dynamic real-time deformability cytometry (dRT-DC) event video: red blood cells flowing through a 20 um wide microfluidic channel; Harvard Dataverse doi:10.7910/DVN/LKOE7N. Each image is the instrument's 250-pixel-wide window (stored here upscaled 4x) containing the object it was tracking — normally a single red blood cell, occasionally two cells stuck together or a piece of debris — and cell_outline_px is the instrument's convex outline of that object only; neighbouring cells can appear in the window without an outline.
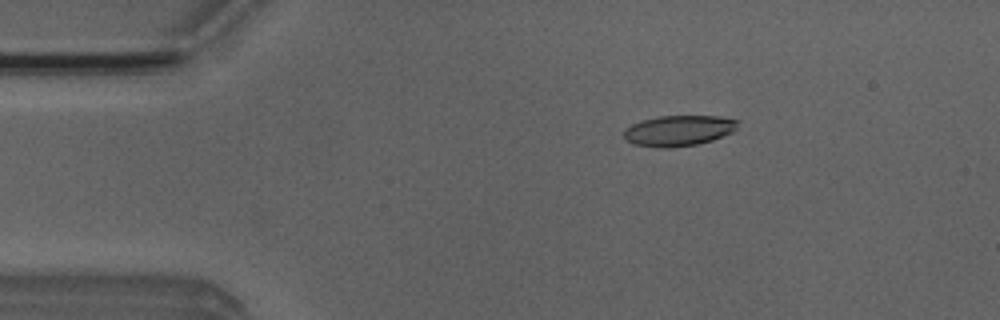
{"species": "Egyptian fruit bat (a non-hibernating species)", "species_latin": "Rousettus aegyptiacus", "temperature_condition": "room temperature", "stored_images_in_passage": 6, "camera_frame_rate_fps": 3000, "um_per_image_px": 0.085, "animal": {"sex": "male"}, "frame": {"image": 1, "passage_image": 1, "time_ms": 0.0, "image_size_px": [1000, 320], "cell_outline_px": [[740, 120], [736, 128], [732, 132], [712, 140], [696, 144], [668, 148], [664, 148], [632, 144], [624, 136], [624, 128], [640, 120], [660, 116], [720, 116]], "centroid_in_image_um": [57.68, 11.09], "position_along_channel_um": 27.3, "area_um2": 20.35}}
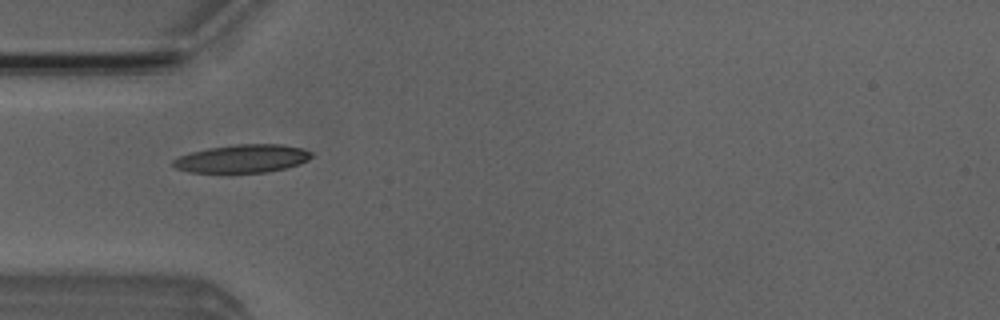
{"frame": {"image": 2, "passage_image": 3, "time_ms": 2.333, "image_size_px": [1000, 320], "cell_outline_px": [[312, 156], [308, 160], [284, 168], [268, 172], [188, 172], [176, 168], [172, 164], [172, 160], [180, 156], [192, 152], [208, 148], [236, 144], [280, 144], [304, 148], [312, 152]], "centroid_in_image_um": [20.61, 13.47], "position_along_channel_um": 64.4, "area_um2": 22.48}}
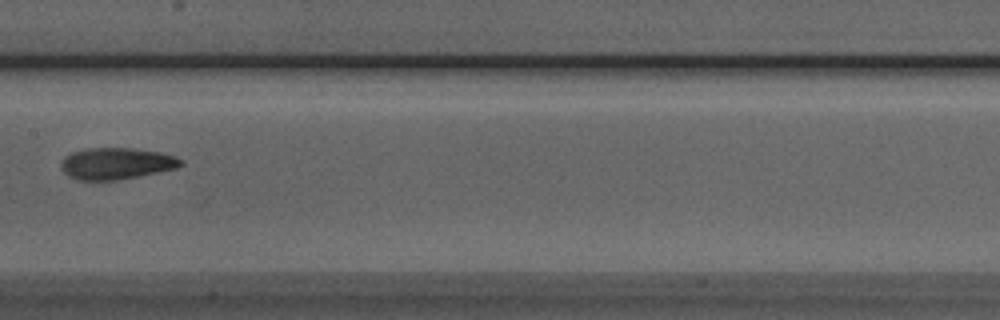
{"frame": {"image": 3, "passage_image": 6, "time_ms": 5.667, "image_size_px": [1000, 320], "cell_outline_px": [[184, 164], [176, 168], [116, 180], [80, 180], [68, 176], [60, 168], [60, 160], [64, 156], [72, 152], [88, 148], [132, 148], [160, 152], [176, 156], [184, 160]], "centroid_in_image_um": [9.87, 13.89], "position_along_channel_um": 197.5, "area_um2": 22.08}}